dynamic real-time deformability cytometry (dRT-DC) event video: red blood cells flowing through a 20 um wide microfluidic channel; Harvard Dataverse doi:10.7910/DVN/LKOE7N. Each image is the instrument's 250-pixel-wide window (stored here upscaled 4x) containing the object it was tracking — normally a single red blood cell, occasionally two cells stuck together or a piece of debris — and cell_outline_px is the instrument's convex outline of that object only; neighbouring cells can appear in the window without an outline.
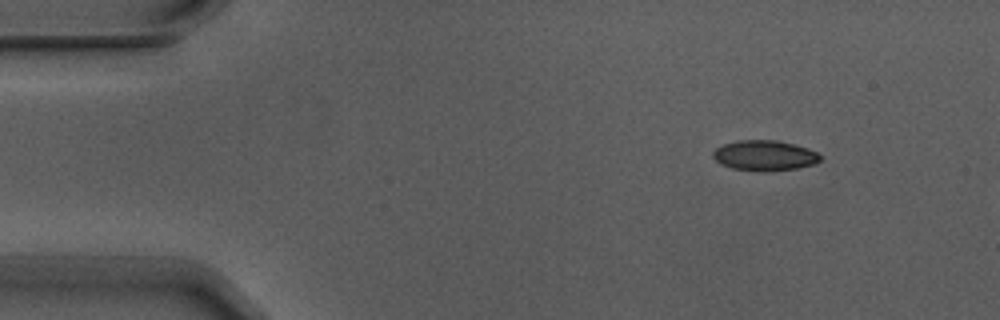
{"species": "Egyptian fruit bat (a non-hibernating species)", "species_latin": "Rousettus aegyptiacus", "temperature_condition": "warm", "stored_images_in_passage": 4, "camera_frame_rate_fps": 3000, "um_per_image_px": 0.085, "animal": {"sex": "male"}, "frame": {"image": 1, "passage_image": 1, "time_ms": 0.0, "image_size_px": [1000, 320], "cell_outline_px": [[820, 160], [816, 164], [796, 168], [764, 172], [760, 172], [732, 168], [720, 164], [712, 156], [712, 152], [716, 148], [724, 144], [736, 140], [776, 140], [808, 148], [816, 152], [820, 156]], "centroid_in_image_um": [64.96, 13.22], "position_along_channel_um": 20.0, "area_um2": 19.02}}